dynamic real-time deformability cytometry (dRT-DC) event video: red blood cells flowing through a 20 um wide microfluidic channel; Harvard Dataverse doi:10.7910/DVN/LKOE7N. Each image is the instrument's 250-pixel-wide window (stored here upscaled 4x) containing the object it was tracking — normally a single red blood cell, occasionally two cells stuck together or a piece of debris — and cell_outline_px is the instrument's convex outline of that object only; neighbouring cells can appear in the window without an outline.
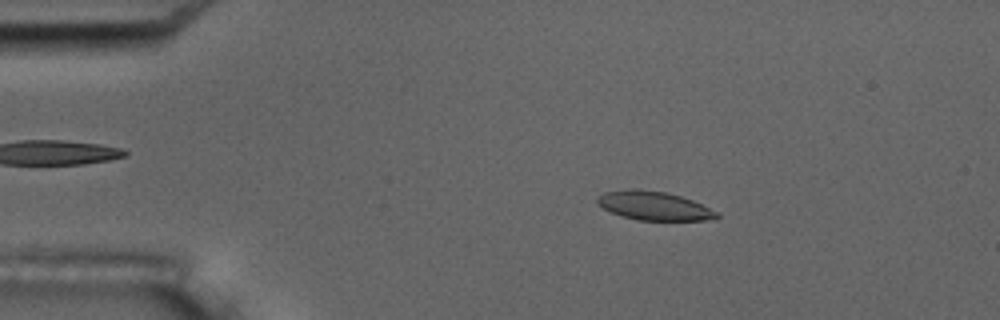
{"species": "common noctule bat (a hibernating species)", "species_latin": "Nyctalus noctula", "temperature_condition": "room temperature", "stored_images_in_passage": 54, "camera_frame_rate_fps": 3000, "um_per_image_px": 0.085, "animal": {"sex": "male", "body_mass_g": 17.5, "forearm_length_mm": 52.3}, "frame": {"image": 1, "passage_image": 9, "time_ms": 2.667, "image_size_px": [1000, 320], "cell_outline_px": [[720, 216], [704, 220], [640, 220], [620, 216], [596, 204], [596, 200], [604, 192], [628, 188], [636, 188], [664, 192], [680, 196], [692, 200], [720, 212]], "centroid_in_image_um": [55.57, 17.48], "position_along_channel_um": 29.4, "area_um2": 20.0}}
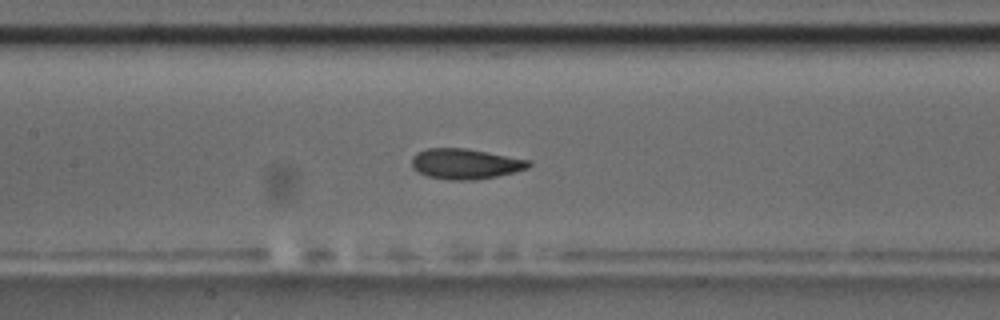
{"frame": {"image": 2, "passage_image": 25, "time_ms": 8.0, "image_size_px": [1000, 320], "cell_outline_px": [[532, 164], [528, 168], [496, 176], [476, 180], [448, 180], [428, 176], [412, 168], [412, 156], [416, 152], [428, 148], [468, 148], [532, 160]], "centroid_in_image_um": [39.57, 13.91], "position_along_channel_um": 167.8, "area_um2": 20.87}}
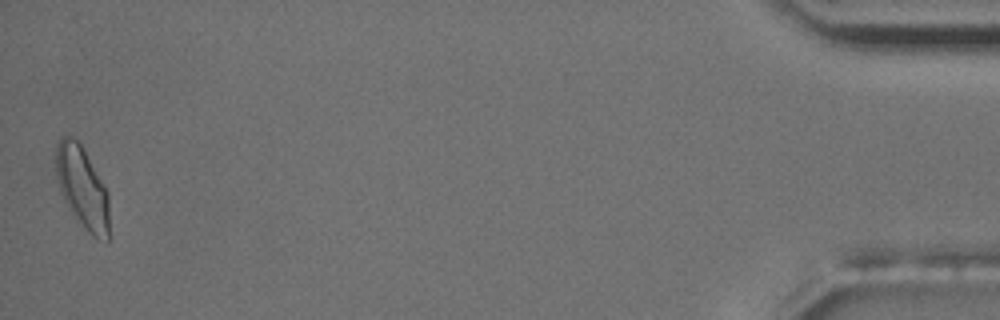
{"frame": {"image": 3, "passage_image": 54, "time_ms": 17.667, "image_size_px": [1000, 320], "cell_outline_px": [[108, 240], [92, 236], [88, 232], [68, 208], [60, 192], [56, 176], [56, 144], [60, 136], [72, 136], [80, 144], [108, 192]], "centroid_in_image_um": [6.96, 15.91], "position_along_channel_um": 428.2, "area_um2": 25.03}, "authors_computed_cell_mechanics": {"area_um2": 20.7213, "velocity_mm_per_s": 3.6402, "shape_relaxation_time_tau1_ms": 3.9366, "shape_relaxation_time_tau2_ms": 1.7906, "deformation_change_tau1": 0.1254, "deformation_change_tau2": 0.0603}}